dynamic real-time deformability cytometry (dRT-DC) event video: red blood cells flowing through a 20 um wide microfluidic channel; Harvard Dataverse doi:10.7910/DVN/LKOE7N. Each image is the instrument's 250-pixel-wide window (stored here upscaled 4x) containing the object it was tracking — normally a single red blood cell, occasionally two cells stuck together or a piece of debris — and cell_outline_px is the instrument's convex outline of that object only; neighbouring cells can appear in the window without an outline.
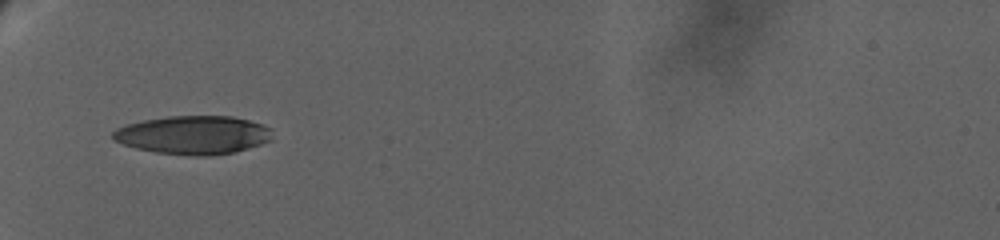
{"species": "human", "species_latin": "Homo sapiens", "temperature_condition": "warm", "stored_images_in_passage": 32, "camera_frame_rate_fps": 3000, "um_per_image_px": 0.085, "donor": {"sex": "female"}, "frame": {"image": 1, "passage_image": 1, "time_ms": 0.0, "image_size_px": [1000, 240], "cell_outline_px": [[272, 140], [248, 148], [232, 152], [208, 156], [196, 156], [156, 152], [136, 148], [124, 144], [116, 140], [112, 136], [112, 132], [116, 128], [124, 124], [144, 120], [168, 116], [232, 116], [264, 124], [272, 128]], "centroid_in_image_um": [16.45, 11.46], "position_along_channel_um": 68.5, "area_um2": 35.78}}
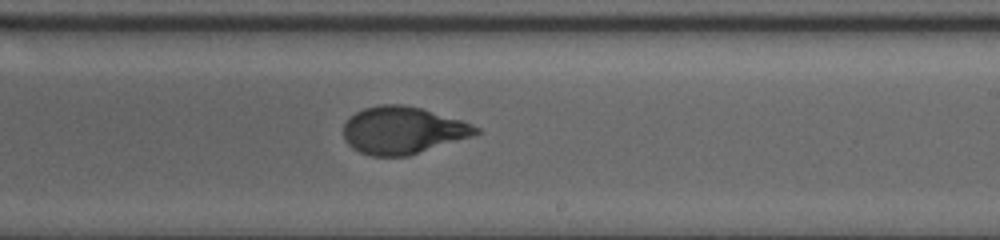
{"frame": {"image": 2, "passage_image": 17, "time_ms": 6.667, "image_size_px": [1000, 240], "cell_outline_px": [[480, 132], [472, 136], [408, 156], [372, 156], [360, 152], [352, 148], [344, 140], [344, 124], [356, 112], [364, 108], [380, 104], [404, 104], [420, 108], [460, 120], [472, 124], [480, 128]], "centroid_in_image_um": [34.22, 11.08], "position_along_channel_um": 254.8, "area_um2": 36.24}}
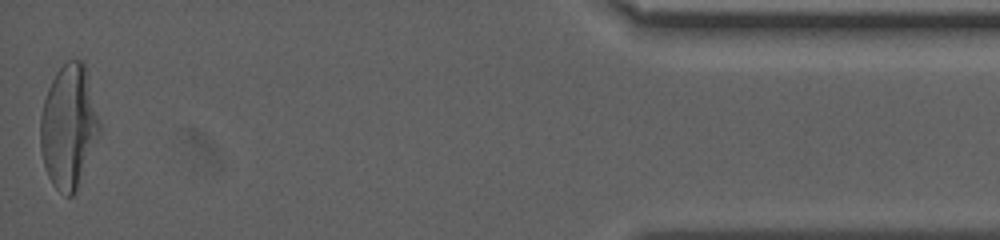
{"frame": {"image": 3, "passage_image": 32, "time_ms": 14.667, "image_size_px": [1000, 240], "cell_outline_px": [[100, 132], [76, 188], [72, 196], [64, 196], [52, 184], [48, 176], [44, 164], [40, 148], [40, 116], [44, 100], [48, 88], [56, 72], [68, 60], [80, 60], [84, 64], [100, 124]], "centroid_in_image_um": [5.8, 10.76], "position_along_channel_um": 429.4, "area_um2": 41.67}, "authors_computed_cell_mechanics": {"area_um2": 37.0498, "velocity_mm_per_s": 2.9713, "shape_relaxation_time_tau1_ms": 5.7003, "shape_relaxation_time_tau2_ms": 1.0993, "deformation_change_tau1": 0.2243, "deformation_change_tau2": 0.0622}}